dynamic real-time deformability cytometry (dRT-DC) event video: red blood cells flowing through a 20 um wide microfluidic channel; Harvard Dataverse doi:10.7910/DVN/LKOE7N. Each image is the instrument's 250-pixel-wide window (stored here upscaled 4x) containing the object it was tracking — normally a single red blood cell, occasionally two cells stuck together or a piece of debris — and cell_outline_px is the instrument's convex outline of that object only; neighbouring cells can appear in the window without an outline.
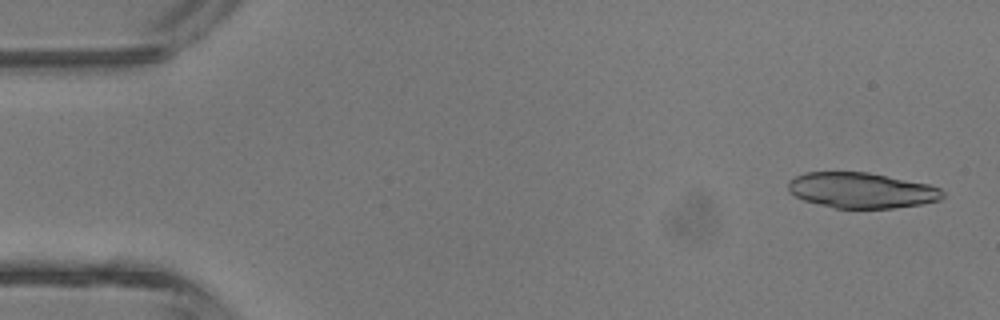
{"species": "common noctule bat (a hibernating species)", "species_latin": "Nyctalus noctula", "temperature_condition": "room temperature", "stored_images_in_passage": 4, "camera_frame_rate_fps": 3000, "um_per_image_px": 0.085, "animal": {"sex": "male", "body_mass_g": 13.3}, "frame": {"image": 1, "passage_image": 1, "time_ms": 0.0, "image_size_px": [1000, 320], "cell_outline_px": [[944, 196], [940, 200], [920, 204], [892, 208], [836, 208], [804, 200], [796, 196], [788, 188], [788, 180], [804, 172], [868, 172], [928, 184], [940, 188], [944, 192]], "centroid_in_image_um": [73.24, 16.17], "position_along_channel_um": 11.8, "area_um2": 31.79}}